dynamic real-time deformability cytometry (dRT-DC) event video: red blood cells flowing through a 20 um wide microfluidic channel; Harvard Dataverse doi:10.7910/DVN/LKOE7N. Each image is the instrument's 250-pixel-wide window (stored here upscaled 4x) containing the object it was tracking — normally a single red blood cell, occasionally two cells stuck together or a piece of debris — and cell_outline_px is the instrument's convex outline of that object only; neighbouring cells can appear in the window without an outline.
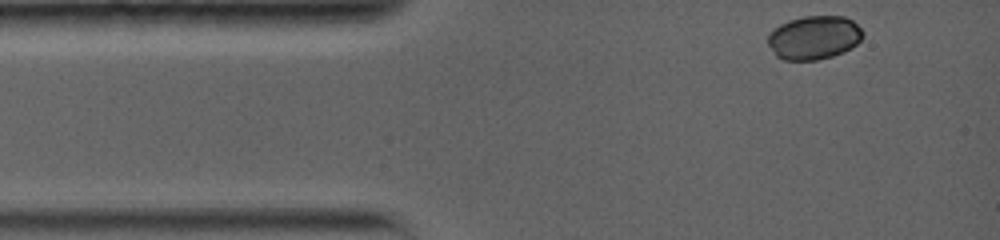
{"species": "common noctule bat (a hibernating species)", "species_latin": "Nyctalus noctula", "temperature_condition": "warm", "stored_images_in_passage": 49, "camera_frame_rate_fps": 5000, "um_per_image_px": 0.085, "animal": {"sex": "female", "body_mass_g": 19.0, "forearm_length_mm": 56.7}, "frame": {"image": 1, "passage_image": 1, "time_ms": 0.0, "image_size_px": [1000, 240], "cell_outline_px": [[864, 36], [852, 48], [844, 52], [832, 56], [816, 60], [784, 60], [776, 56], [768, 44], [768, 36], [780, 24], [788, 20], [804, 16], [844, 16], [852, 20], [864, 32]], "centroid_in_image_um": [69.21, 3.19], "position_along_channel_um": 15.8, "area_um2": 24.16}}
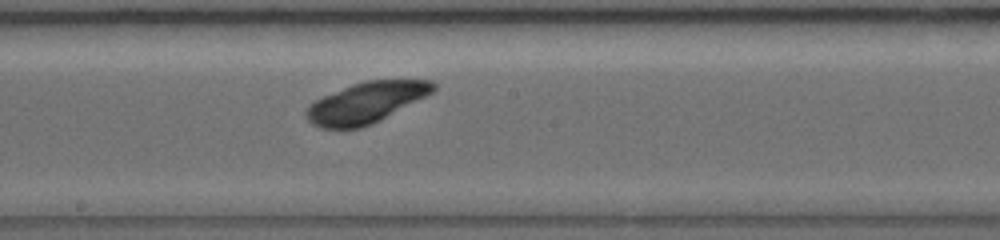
{"frame": {"image": 2, "passage_image": 28, "time_ms": 6.6, "image_size_px": [1000, 240], "cell_outline_px": [[436, 88], [432, 92], [380, 120], [372, 124], [360, 128], [320, 128], [312, 124], [304, 116], [304, 112], [308, 104], [324, 96], [352, 84], [364, 80], [432, 80], [436, 84]], "centroid_in_image_um": [31.07, 8.72], "position_along_channel_um": 217.1, "area_um2": 29.94}}
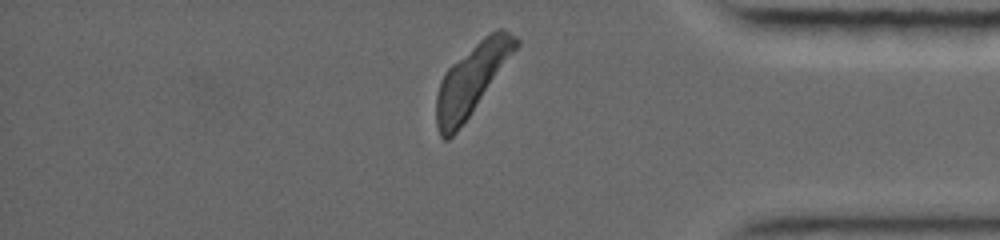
{"frame": {"image": 3, "passage_image": 49, "time_ms": 11.8, "image_size_px": [1000, 240], "cell_outline_px": [[520, 44], [468, 116], [456, 132], [448, 140], [444, 140], [440, 136], [436, 124], [436, 96], [440, 80], [448, 68], [452, 64], [484, 36], [496, 28], [500, 28], [516, 36], [520, 40]], "centroid_in_image_um": [40.07, 6.74], "position_along_channel_um": 395.1, "area_um2": 31.79}, "authors_computed_cell_mechanics": {"area_um2": 29.5936, "velocity_mm_per_s": 3.7634, "shape_relaxation_time_tau1_ms": 1.4713, "shape_relaxation_time_tau2_ms": null, "deformation_change_tau1": 0.0827, "deformation_change_tau2": null}}